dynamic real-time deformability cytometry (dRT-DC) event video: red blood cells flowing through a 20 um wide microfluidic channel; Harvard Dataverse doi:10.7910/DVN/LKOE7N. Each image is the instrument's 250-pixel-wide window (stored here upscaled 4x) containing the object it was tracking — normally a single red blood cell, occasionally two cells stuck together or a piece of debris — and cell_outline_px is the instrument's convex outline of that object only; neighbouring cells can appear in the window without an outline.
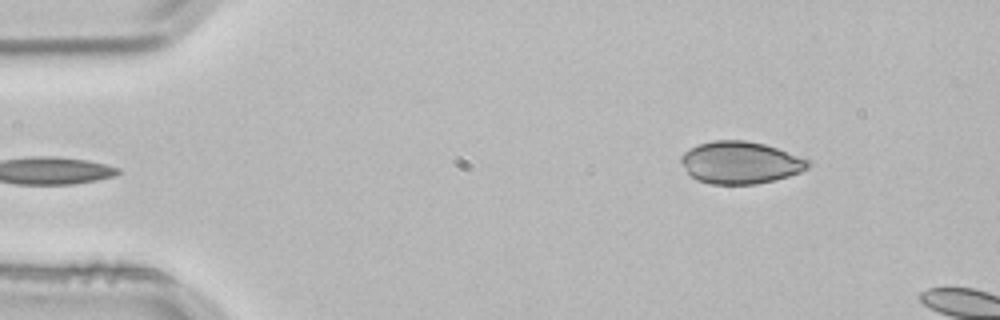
{"species": "common noctule bat (a hibernating species)", "species_latin": "Nyctalus noctula", "temperature_condition": "room temperature", "stored_images_in_passage": 3, "segment_of_instrument_passage": [2, 2], "camera_frame_rate_fps": 3000, "um_per_image_px": 0.085, "animal": {"sex": "male", "body_mass_g": 21.5, "forearm_length_mm": 52.0}, "frame": {"image": 1, "passage_image": 3, "time_ms": 0.667, "image_size_px": [1000, 320], "cell_outline_px": [[812, 164], [808, 168], [800, 172], [788, 176], [756, 184], [708, 184], [696, 180], [688, 172], [680, 160], [680, 156], [684, 152], [700, 144], [712, 140], [744, 140], [764, 144], [812, 160]], "centroid_in_image_um": [62.95, 13.82], "position_along_channel_um": 22.1, "area_um2": 31.21}}